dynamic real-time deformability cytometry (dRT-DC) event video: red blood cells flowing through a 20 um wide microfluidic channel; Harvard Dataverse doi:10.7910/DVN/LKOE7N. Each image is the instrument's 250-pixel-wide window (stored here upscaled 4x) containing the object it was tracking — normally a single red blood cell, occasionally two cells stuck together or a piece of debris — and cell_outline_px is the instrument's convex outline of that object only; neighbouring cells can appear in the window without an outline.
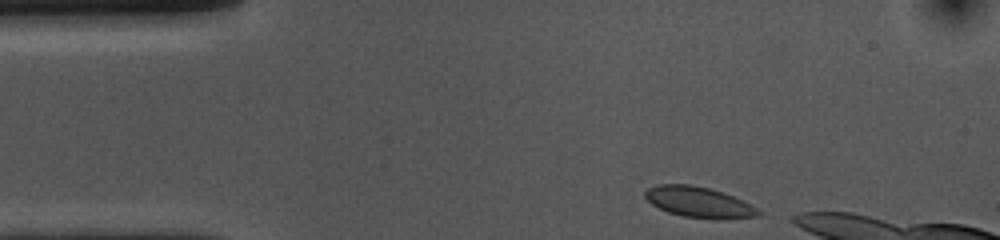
{"species": "common noctule bat (a hibernating species)", "species_latin": "Nyctalus noctula", "temperature_condition": "cold", "stored_images_in_passage": 7, "camera_frame_rate_fps": 3000, "um_per_image_px": 0.085, "animal": {"sex": "female", "body_mass_g": 10.0, "forearm_length_mm": 53.1}, "frame": {"image": 1, "passage_image": 1, "time_ms": 0.0, "image_size_px": [1000, 240], "cell_outline_px": [[764, 212], [760, 216], [684, 216], [668, 212], [652, 204], [644, 196], [644, 192], [648, 188], [660, 184], [692, 184], [708, 188], [732, 196]], "centroid_in_image_um": [59.3, 17.12], "position_along_channel_um": 25.7, "area_um2": 19.02}}